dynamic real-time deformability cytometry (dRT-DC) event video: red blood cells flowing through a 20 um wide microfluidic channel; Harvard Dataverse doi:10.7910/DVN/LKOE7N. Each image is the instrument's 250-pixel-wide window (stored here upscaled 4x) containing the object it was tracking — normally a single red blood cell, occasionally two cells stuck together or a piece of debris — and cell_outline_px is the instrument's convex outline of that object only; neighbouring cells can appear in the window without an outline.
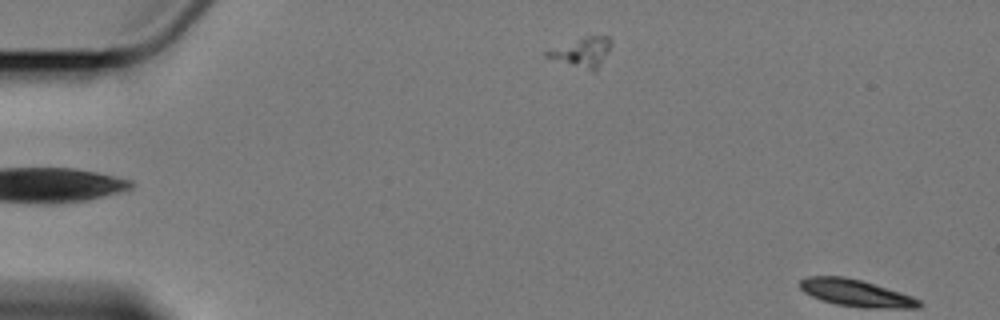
{"species": "Egyptian fruit bat (a non-hibernating species)", "species_latin": "Rousettus aegyptiacus", "temperature_condition": "cold", "stored_images_in_passage": 5, "segment_of_instrument_passage": [2, 2], "camera_frame_rate_fps": 3000, "um_per_image_px": 0.085, "animal": {"sex": "female"}, "frame": {"image": 1, "passage_image": 5, "time_ms": 4.667, "image_size_px": [1000, 320], "cell_outline_px": [[612, 44], [608, 52], [596, 72], [592, 72], [544, 56], [544, 52], [588, 36], [608, 36], [612, 40]], "centroid_in_image_um": [49.54, 4.46], "position_along_channel_um": 35.5, "area_um2": 10.75}}